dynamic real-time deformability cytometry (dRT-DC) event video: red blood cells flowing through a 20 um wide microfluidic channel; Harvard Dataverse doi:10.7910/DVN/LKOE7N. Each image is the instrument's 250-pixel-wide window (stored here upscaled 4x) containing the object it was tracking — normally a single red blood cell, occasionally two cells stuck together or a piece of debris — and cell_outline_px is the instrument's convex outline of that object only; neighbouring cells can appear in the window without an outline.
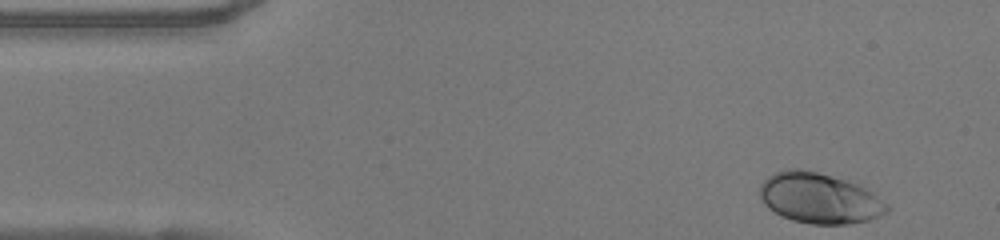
{"species": "human", "species_latin": "Homo sapiens", "temperature_condition": "warm", "stored_images_in_passage": 38, "camera_frame_rate_fps": 3000, "um_per_image_px": 0.085, "donor": {"sex": "female"}, "frame": {"image": 1, "passage_image": 1, "time_ms": 0.0, "image_size_px": [1000, 240], "cell_outline_px": [[888, 212], [880, 216], [868, 220], [848, 224], [812, 224], [792, 220], [780, 216], [768, 208], [764, 204], [760, 196], [760, 184], [768, 176], [776, 172], [788, 168], [800, 168], [816, 172], [844, 180], [856, 184], [872, 192], [888, 204]], "centroid_in_image_um": [69.62, 16.86], "position_along_channel_um": 15.4, "area_um2": 37.28}}
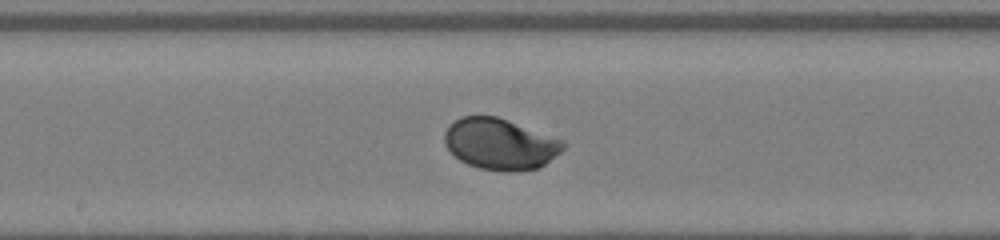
{"frame": {"image": 2, "passage_image": 22, "time_ms": 7.0, "image_size_px": [1000, 240], "cell_outline_px": [[564, 148], [560, 152], [540, 168], [516, 172], [508, 172], [480, 168], [468, 164], [460, 160], [444, 144], [444, 132], [448, 124], [460, 116], [496, 116], [564, 140]], "centroid_in_image_um": [42.49, 12.24], "position_along_channel_um": 205.7, "area_um2": 35.43}}
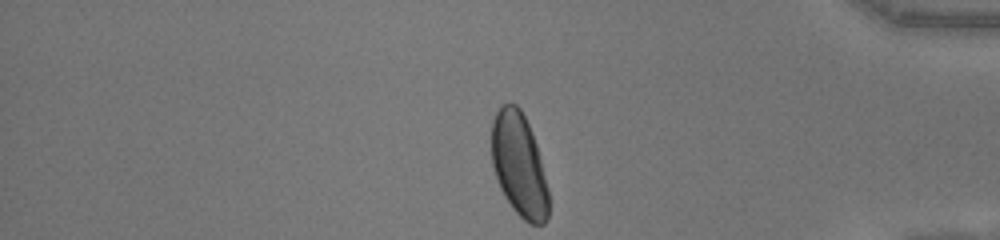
{"frame": {"image": 3, "passage_image": 38, "time_ms": 12.333, "image_size_px": [1000, 240], "cell_outline_px": [[548, 216], [544, 224], [532, 224], [524, 220], [512, 208], [504, 196], [496, 180], [492, 164], [492, 120], [500, 104], [508, 100], [516, 104], [520, 108], [532, 132], [536, 144], [548, 188]], "centroid_in_image_um": [44.1, 13.98], "position_along_channel_um": 391.1, "area_um2": 34.56}, "authors_computed_cell_mechanics": {"area_um2": 34.68, "velocity_mm_per_s": 4.0524, "shape_relaxation_time_tau1_ms": 2.4541, "shape_relaxation_time_tau2_ms": null, "deformation_change_tau1": 0.1527, "deformation_change_tau2": null}}